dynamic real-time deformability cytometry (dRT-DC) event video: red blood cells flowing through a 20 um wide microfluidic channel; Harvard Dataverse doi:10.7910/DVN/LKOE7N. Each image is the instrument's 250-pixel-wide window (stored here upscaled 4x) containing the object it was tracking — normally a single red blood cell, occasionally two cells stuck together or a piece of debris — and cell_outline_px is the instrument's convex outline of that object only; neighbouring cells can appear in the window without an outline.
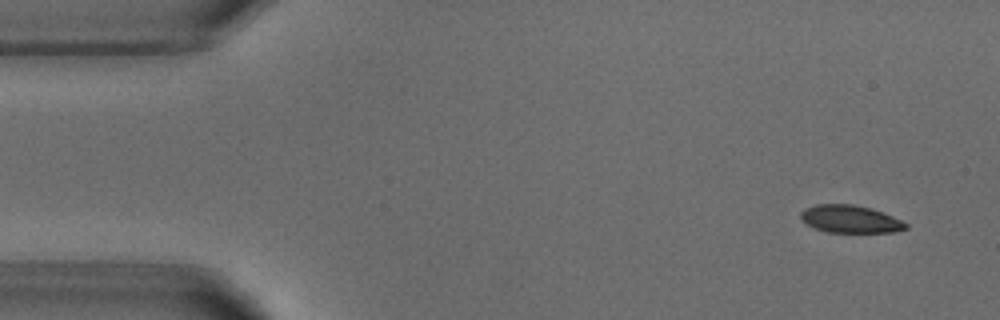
{"species": "common noctule bat (a hibernating species)", "species_latin": "Nyctalus noctula", "temperature_condition": "warm", "stored_images_in_passage": 4, "camera_frame_rate_fps": 3000, "um_per_image_px": 0.085, "animal": {"sex": "male", "body_mass_g": 18.8}, "frame": {"image": 1, "passage_image": 1, "time_ms": 0.0, "image_size_px": [1000, 320], "cell_outline_px": [[908, 228], [896, 232], [828, 232], [816, 228], [800, 220], [800, 212], [804, 208], [816, 204], [852, 204], [868, 208], [892, 216], [908, 224]], "centroid_in_image_um": [72.24, 18.62], "position_along_channel_um": 12.8, "area_um2": 16.76}}
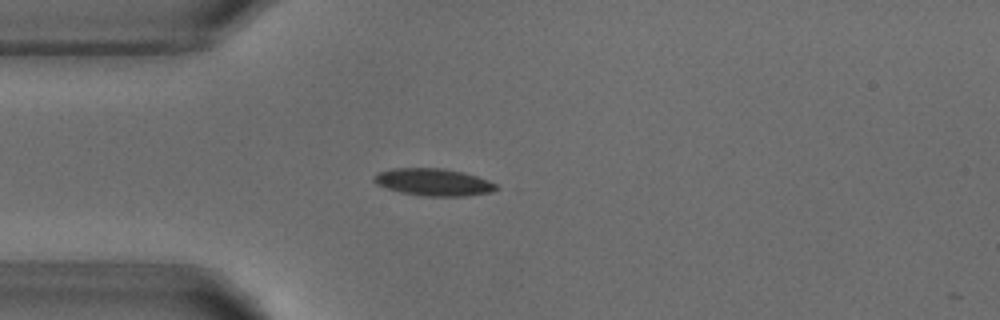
{"frame": {"image": 2, "passage_image": 4, "time_ms": 3.333, "image_size_px": [1000, 320], "cell_outline_px": [[500, 188], [492, 192], [464, 196], [420, 196], [400, 192], [376, 184], [372, 180], [372, 176], [380, 172], [392, 168], [444, 168], [464, 172], [488, 180], [496, 184]], "centroid_in_image_um": [36.85, 15.48], "position_along_channel_um": 48.2, "area_um2": 19.54}}